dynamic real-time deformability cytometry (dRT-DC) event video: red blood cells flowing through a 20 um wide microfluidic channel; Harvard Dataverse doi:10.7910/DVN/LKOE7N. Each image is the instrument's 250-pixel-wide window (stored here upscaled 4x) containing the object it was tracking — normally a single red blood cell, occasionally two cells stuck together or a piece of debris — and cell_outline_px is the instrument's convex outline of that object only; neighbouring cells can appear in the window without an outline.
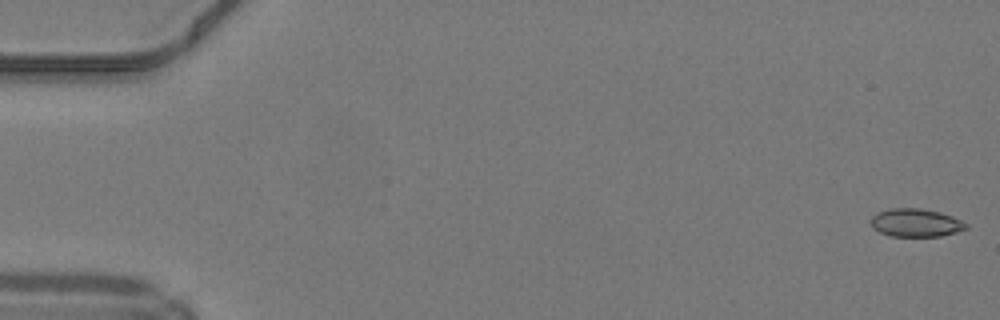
{"species": "common noctule bat (a hibernating species)", "species_latin": "Nyctalus noctula", "temperature_condition": "warm", "stored_images_in_passage": 49, "camera_frame_rate_fps": 3000, "um_per_image_px": 0.085, "animal": {"sex": "male", "body_mass_g": 19.2, "forearm_length_mm": 51.8}, "frame": {"image": 1, "passage_image": 1, "time_ms": 0.0, "image_size_px": [1000, 320], "cell_outline_px": [[968, 228], [956, 232], [940, 236], [892, 236], [880, 232], [872, 228], [872, 216], [888, 208], [920, 208], [940, 212], [952, 216], [968, 224]], "centroid_in_image_um": [77.86, 18.93], "position_along_channel_um": 7.1, "area_um2": 15.49}}
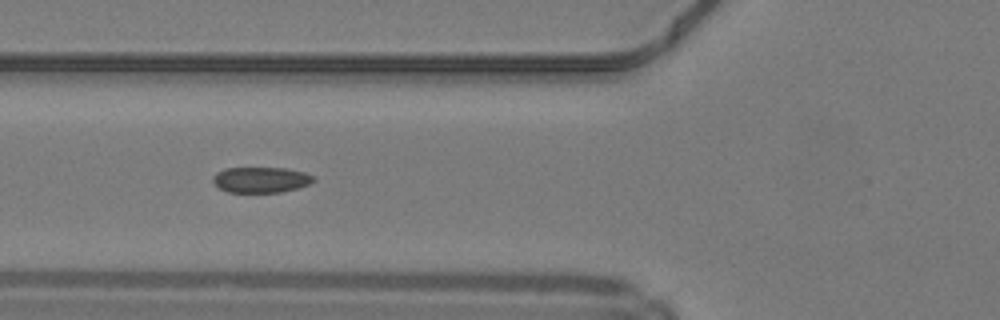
{"frame": {"image": 2, "passage_image": 19, "time_ms": 6.0, "image_size_px": [1000, 320], "cell_outline_px": [[316, 180], [308, 184], [296, 188], [280, 192], [228, 192], [220, 188], [212, 180], [212, 176], [216, 172], [224, 168], [284, 168], [304, 172], [312, 176]], "centroid_in_image_um": [22.14, 15.27], "position_along_channel_um": 103.7, "area_um2": 14.91}}
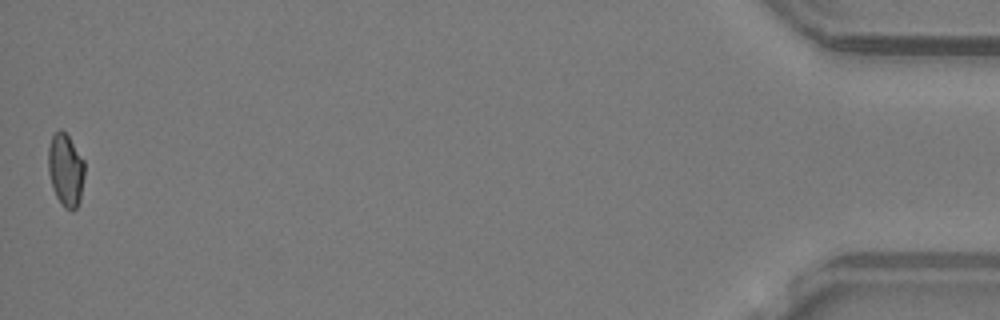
{"frame": {"image": 3, "passage_image": 49, "time_ms": 16.0, "image_size_px": [1000, 320], "cell_outline_px": [[84, 176], [80, 200], [76, 208], [72, 212], [64, 208], [60, 204], [52, 188], [48, 172], [48, 148], [52, 136], [60, 128], [68, 136], [84, 160]], "centroid_in_image_um": [5.57, 14.48], "position_along_channel_um": 429.6, "area_um2": 15.55}, "authors_computed_cell_mechanics": {"area_um2": 15.7794, "velocity_mm_per_s": 4.2291, "shape_relaxation_time_tau1_ms": null, "shape_relaxation_time_tau2_ms": 1.629, "deformation_change_tau1": null, "deformation_change_tau2": 0.0671}}